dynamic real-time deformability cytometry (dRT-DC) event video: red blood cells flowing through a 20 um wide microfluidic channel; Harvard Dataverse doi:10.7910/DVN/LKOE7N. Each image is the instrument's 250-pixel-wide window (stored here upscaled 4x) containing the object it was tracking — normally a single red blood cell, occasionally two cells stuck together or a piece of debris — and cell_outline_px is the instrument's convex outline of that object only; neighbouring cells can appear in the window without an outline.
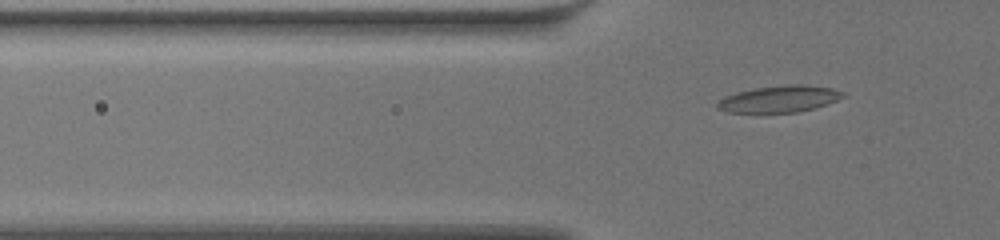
{"species": "common noctule bat (a hibernating species)", "species_latin": "Nyctalus noctula", "temperature_condition": "warm", "stored_images_in_passage": 44, "camera_frame_rate_fps": 3000, "um_per_image_px": 0.085, "animal": {"sex": "female", "body_mass_g": 19.5, "forearm_length_mm": 54.1}, "frame": {"image": 1, "passage_image": 5, "time_ms": 1.333, "image_size_px": [1000, 240], "cell_outline_px": [[844, 96], [828, 104], [796, 112], [760, 116], [728, 112], [716, 108], [716, 104], [724, 96], [736, 92], [756, 88], [784, 84], [804, 84], [832, 88], [844, 92]], "centroid_in_image_um": [66.16, 8.46], "position_along_channel_um": 59.6, "area_um2": 20.4}}
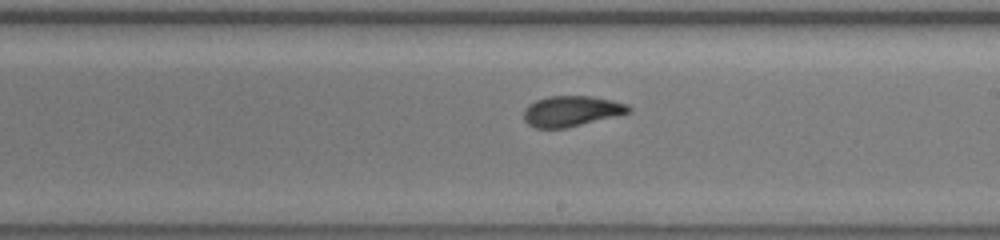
{"frame": {"image": 2, "passage_image": 21, "time_ms": 6.667, "image_size_px": [1000, 240], "cell_outline_px": [[632, 112], [568, 128], [536, 128], [528, 124], [524, 120], [524, 108], [528, 104], [536, 100], [548, 96], [592, 96], [612, 100], [628, 104], [632, 108]], "centroid_in_image_um": [48.58, 9.44], "position_along_channel_um": 240.4, "area_um2": 18.9}}
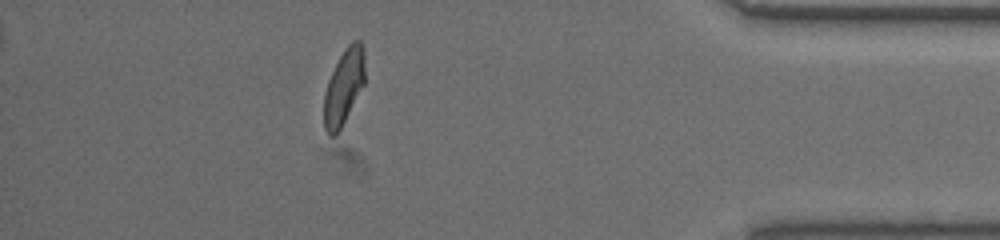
{"frame": {"image": 3, "passage_image": 38, "time_ms": 12.333, "image_size_px": [1000, 240], "cell_outline_px": [[364, 84], [336, 136], [328, 136], [324, 128], [324, 92], [328, 80], [344, 48], [352, 40], [360, 40], [364, 44]], "centroid_in_image_um": [29.22, 7.36], "position_along_channel_um": 406.0, "area_um2": 17.98}, "authors_computed_cell_mechanics": {"area_um2": 18.7272, "velocity_mm_per_s": 3.5654, "shape_relaxation_time_tau1_ms": 8.0203, "shape_relaxation_time_tau2_ms": 1.4068, "deformation_change_tau1": 0.2127, "deformation_change_tau2": 0.0805}}